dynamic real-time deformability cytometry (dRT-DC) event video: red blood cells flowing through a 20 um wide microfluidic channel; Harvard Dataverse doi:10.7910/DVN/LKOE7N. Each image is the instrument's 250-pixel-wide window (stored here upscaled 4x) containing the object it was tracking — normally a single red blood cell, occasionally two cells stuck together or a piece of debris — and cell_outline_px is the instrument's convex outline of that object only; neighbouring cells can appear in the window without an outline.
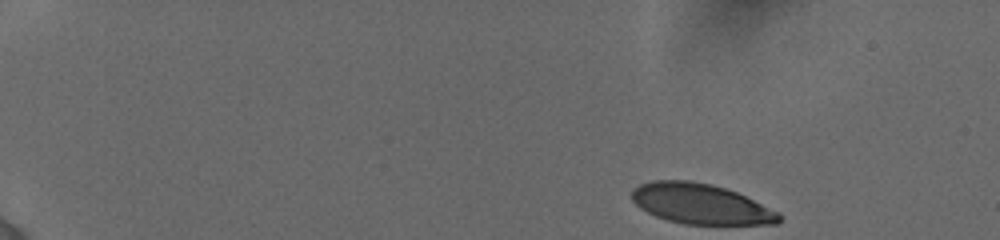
{"species": "human", "species_latin": "Homo sapiens", "temperature_condition": "cold", "stored_images_in_passage": 39, "camera_frame_rate_fps": 3000, "um_per_image_px": 0.085, "donor": {"sex": "female"}, "frame": {"image": 1, "passage_image": 1, "time_ms": 0.0, "image_size_px": [1000, 240], "cell_outline_px": [[784, 220], [780, 224], [684, 224], [668, 220], [656, 216], [640, 208], [632, 200], [632, 188], [640, 184], [652, 180], [688, 180], [712, 184], [736, 192], [780, 212], [784, 216]], "centroid_in_image_um": [59.6, 17.33], "position_along_channel_um": 25.4, "area_um2": 34.74}}
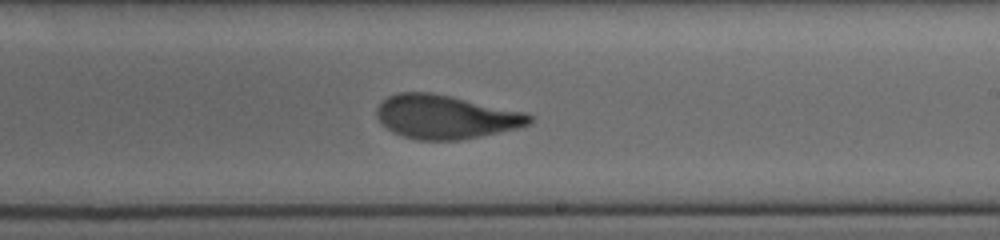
{"frame": {"image": 2, "passage_image": 22, "time_ms": 9.333, "image_size_px": [1000, 240], "cell_outline_px": [[532, 120], [528, 124], [516, 128], [460, 140], [416, 140], [392, 132], [380, 124], [376, 116], [376, 108], [388, 96], [396, 92], [432, 92], [524, 112], [532, 116]], "centroid_in_image_um": [37.8, 9.93], "position_along_channel_um": 251.2, "area_um2": 38.73}}
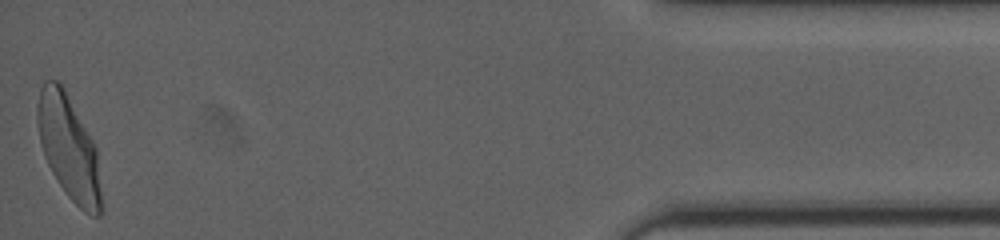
{"frame": {"image": 3, "passage_image": 39, "time_ms": 15.667, "image_size_px": [1000, 240], "cell_outline_px": [[104, 212], [100, 216], [92, 216], [84, 212], [68, 196], [52, 172], [44, 156], [40, 144], [36, 120], [36, 104], [40, 88], [44, 80], [56, 80], [64, 88], [92, 140], [96, 148]], "centroid_in_image_um": [5.84, 12.58], "position_along_channel_um": 429.4, "area_um2": 38.9}, "authors_computed_cell_mechanics": {"area_um2": 38.8994, "velocity_mm_per_s": 3.8657, "shape_relaxation_time_tau1_ms": 5.0782, "shape_relaxation_time_tau2_ms": 0.8549, "deformation_change_tau1": 0.1873, "deformation_change_tau2": 0.0735}}